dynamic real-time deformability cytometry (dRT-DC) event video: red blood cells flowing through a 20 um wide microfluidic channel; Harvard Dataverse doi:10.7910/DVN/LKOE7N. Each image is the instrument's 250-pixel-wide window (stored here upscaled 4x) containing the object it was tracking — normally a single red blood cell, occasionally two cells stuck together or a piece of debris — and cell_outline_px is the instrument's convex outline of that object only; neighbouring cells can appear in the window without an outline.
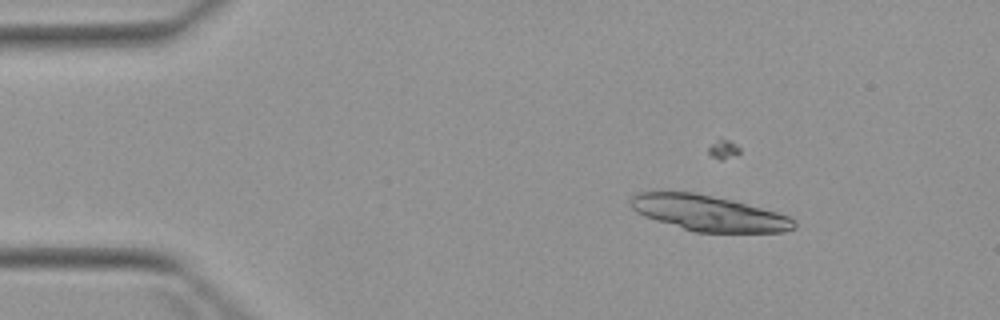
{"species": "Egyptian fruit bat (a non-hibernating species)", "species_latin": "Rousettus aegyptiacus", "temperature_condition": "warm", "stored_images_in_passage": 4, "camera_frame_rate_fps": 3000, "um_per_image_px": 0.085, "animal": {"sex": "female"}, "frame": {"image": 1, "passage_image": 2, "time_ms": 1.333, "image_size_px": [1000, 320], "cell_outline_px": [[796, 228], [784, 232], [696, 232], [656, 220], [644, 216], [636, 212], [632, 208], [628, 200], [636, 192], [696, 192], [732, 200], [776, 212], [788, 216], [796, 220]], "centroid_in_image_um": [60.22, 18.11], "position_along_channel_um": 24.8, "area_um2": 33.81}}